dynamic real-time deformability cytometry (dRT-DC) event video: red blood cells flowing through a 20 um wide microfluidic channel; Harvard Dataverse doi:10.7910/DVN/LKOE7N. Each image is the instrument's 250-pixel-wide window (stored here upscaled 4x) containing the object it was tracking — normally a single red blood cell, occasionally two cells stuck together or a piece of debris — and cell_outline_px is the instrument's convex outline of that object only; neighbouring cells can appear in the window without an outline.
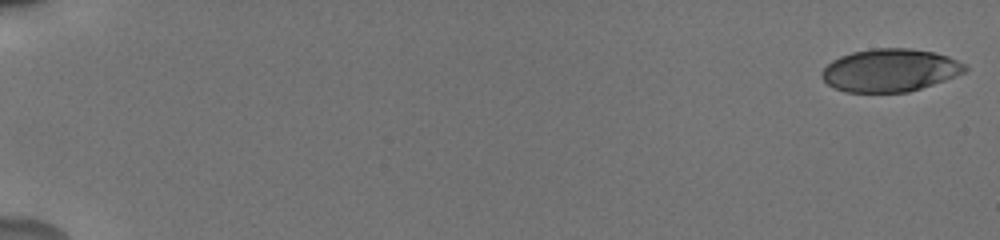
{"species": "human", "species_latin": "Homo sapiens", "temperature_condition": "cold", "stored_images_in_passage": 55, "camera_frame_rate_fps": 3000, "um_per_image_px": 0.085, "donor": {"sex": "male"}, "frame": {"image": 1, "passage_image": 1, "time_ms": 0.0, "image_size_px": [1000, 240], "cell_outline_px": [[968, 68], [964, 72], [944, 80], [908, 92], [844, 92], [828, 84], [820, 76], [820, 72], [832, 60], [840, 56], [852, 52], [872, 48], [908, 48], [936, 52], [948, 56], [964, 64]], "centroid_in_image_um": [75.62, 5.96], "position_along_channel_um": 9.4, "area_um2": 35.6}}
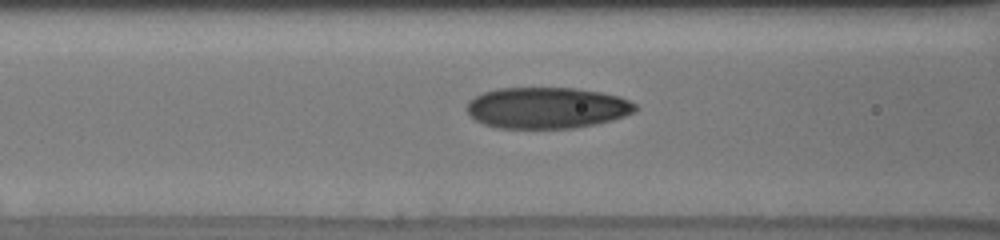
{"frame": {"image": 2, "passage_image": 25, "time_ms": 8.0, "image_size_px": [1000, 240], "cell_outline_px": [[636, 112], [612, 120], [572, 128], [500, 128], [484, 124], [476, 120], [468, 112], [468, 100], [484, 92], [496, 88], [576, 88], [600, 92], [620, 96], [636, 104]], "centroid_in_image_um": [46.5, 9.16], "position_along_channel_um": 120.1, "area_um2": 40.34}}
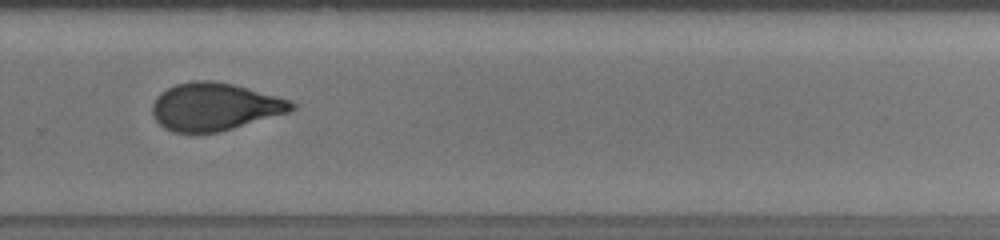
{"frame": {"image": 3, "passage_image": 40, "time_ms": 13.0, "image_size_px": [1000, 240], "cell_outline_px": [[296, 108], [288, 112], [232, 128], [216, 132], [172, 132], [164, 128], [156, 120], [152, 112], [152, 104], [156, 96], [160, 92], [176, 84], [196, 80], [212, 80], [232, 84], [248, 88], [276, 96], [288, 100], [296, 104]], "centroid_in_image_um": [18.2, 9.06], "position_along_channel_um": 311.6, "area_um2": 38.26}, "authors_computed_cell_mechanics": {"area_um2": 38.4948, "velocity_mm_per_s": 3.8398, "shape_relaxation_time_tau1_ms": 5.0072, "shape_relaxation_time_tau2_ms": 1.5591, "deformation_change_tau1": 0.155, "deformation_change_tau2": 0.0677}}